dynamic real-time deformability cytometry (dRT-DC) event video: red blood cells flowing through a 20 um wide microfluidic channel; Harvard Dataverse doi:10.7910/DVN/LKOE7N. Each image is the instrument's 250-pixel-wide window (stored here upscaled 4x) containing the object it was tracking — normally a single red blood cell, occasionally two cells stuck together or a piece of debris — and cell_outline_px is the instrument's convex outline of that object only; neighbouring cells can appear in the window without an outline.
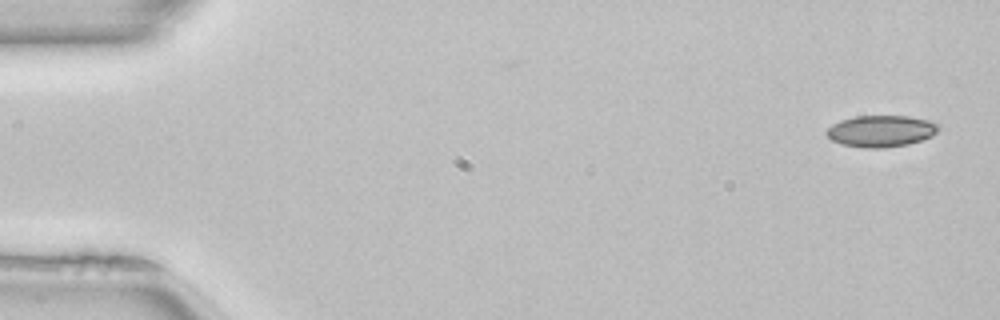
{"species": "common noctule bat (a hibernating species)", "species_latin": "Nyctalus noctula", "temperature_condition": "room temperature", "stored_images_in_passage": 50, "camera_frame_rate_fps": 3000, "um_per_image_px": 0.085, "animal": {"sex": "female", "body_mass_g": 22.7, "forearm_length_mm": 54.2}, "frame": {"image": 1, "passage_image": 1, "time_ms": 0.0, "image_size_px": [1000, 320], "cell_outline_px": [[940, 128], [932, 136], [908, 144], [884, 148], [864, 148], [840, 144], [832, 140], [824, 132], [832, 124], [840, 120], [856, 116], [908, 116], [928, 120], [940, 124]], "centroid_in_image_um": [74.88, 11.14], "position_along_channel_um": 10.1, "area_um2": 20.69}}
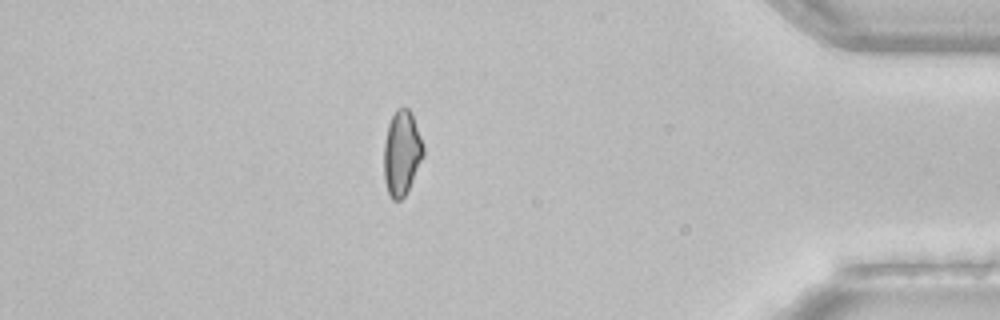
{"frame": {"image": 2, "passage_image": 43, "time_ms": 14.0, "image_size_px": [1000, 320], "cell_outline_px": [[424, 156], [404, 196], [400, 200], [392, 200], [388, 192], [384, 180], [384, 144], [388, 124], [396, 108], [408, 108], [412, 116], [424, 144]], "centroid_in_image_um": [34.14, 13.0], "position_along_channel_um": 401.1, "area_um2": 19.31}}
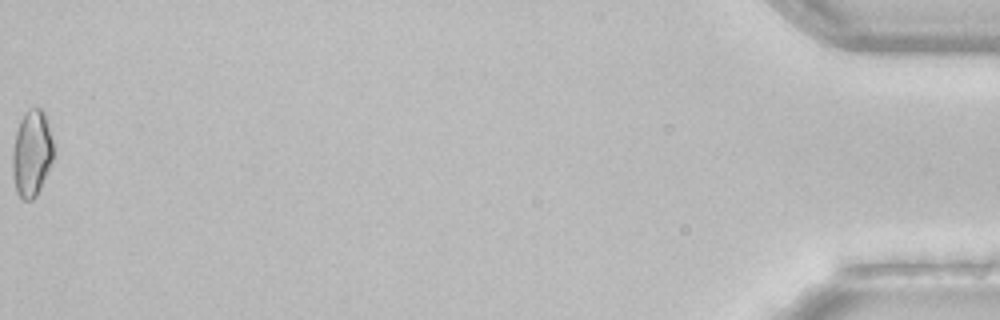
{"frame": {"image": 3, "passage_image": 50, "time_ms": 16.333, "image_size_px": [1000, 320], "cell_outline_px": [[52, 160], [40, 188], [36, 196], [32, 200], [24, 200], [16, 192], [12, 172], [12, 152], [16, 132], [20, 120], [24, 112], [28, 108], [40, 108], [44, 112], [52, 140]], "centroid_in_image_um": [2.66, 13.03], "position_along_channel_um": 432.5, "area_um2": 20.4}, "authors_computed_cell_mechanics": {"area_um2": 20.1433, "velocity_mm_per_s": 4.0556, "shape_relaxation_time_tau1_ms": null, "shape_relaxation_time_tau2_ms": 3.5543, "deformation_change_tau1": null, "deformation_change_tau2": 0.0803}}